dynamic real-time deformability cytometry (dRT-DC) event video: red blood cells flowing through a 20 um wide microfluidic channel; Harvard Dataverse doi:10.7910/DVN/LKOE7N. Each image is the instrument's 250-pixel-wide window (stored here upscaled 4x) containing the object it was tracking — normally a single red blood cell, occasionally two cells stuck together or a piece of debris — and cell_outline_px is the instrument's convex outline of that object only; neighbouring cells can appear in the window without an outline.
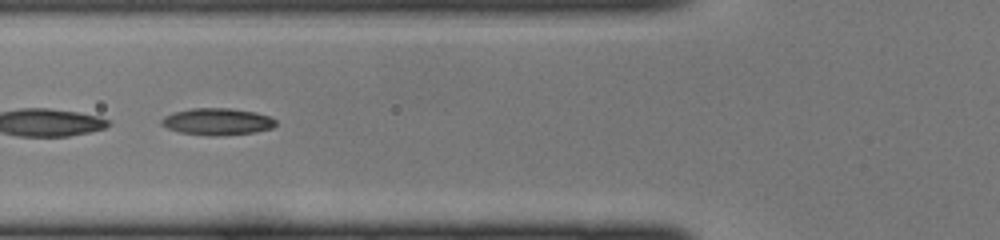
{"species": "common noctule bat (a hibernating species)", "species_latin": "Nyctalus noctula", "temperature_condition": "cold", "stored_images_in_passage": 31, "camera_frame_rate_fps": 3000, "um_per_image_px": 0.085, "animal": {"sex": "female", "body_mass_g": 22.0, "forearm_length_mm": 56.7}, "frame": {"image": 1, "passage_image": 5, "time_ms": 1.333, "image_size_px": [1000, 240], "cell_outline_px": [[276, 124], [272, 128], [256, 132], [212, 136], [208, 136], [180, 132], [168, 128], [160, 124], [160, 120], [164, 116], [172, 112], [192, 108], [228, 108], [256, 112], [268, 116], [276, 120]], "centroid_in_image_um": [18.44, 10.33], "position_along_channel_um": 107.4, "area_um2": 17.92}}